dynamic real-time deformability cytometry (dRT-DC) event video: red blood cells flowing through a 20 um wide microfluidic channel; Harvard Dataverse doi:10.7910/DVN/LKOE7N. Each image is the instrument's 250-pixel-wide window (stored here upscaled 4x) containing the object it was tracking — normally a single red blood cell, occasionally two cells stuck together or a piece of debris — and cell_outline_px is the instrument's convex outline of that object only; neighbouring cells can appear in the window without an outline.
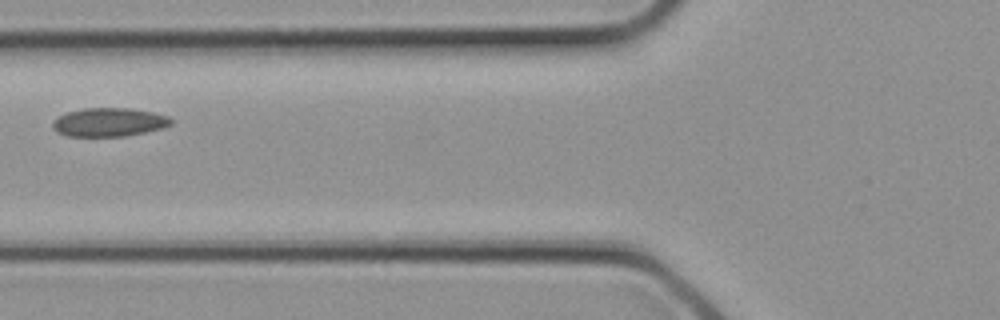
{"species": "common noctule bat (a hibernating species)", "species_latin": "Nyctalus noctula", "temperature_condition": "cold", "stored_images_in_passage": 5, "camera_frame_rate_fps": 3000, "um_per_image_px": 0.085, "animal": {"sex": "female", "body_mass_g": 21.9}, "frame": {"image": 1, "passage_image": 5, "time_ms": 1.333, "image_size_px": [1000, 320], "cell_outline_px": [[172, 124], [164, 128], [124, 136], [68, 136], [56, 132], [52, 128], [52, 124], [56, 116], [68, 112], [84, 108], [128, 108], [152, 112], [168, 116], [172, 120]], "centroid_in_image_um": [9.24, 10.38], "position_along_channel_um": 116.6, "area_um2": 19.77}}